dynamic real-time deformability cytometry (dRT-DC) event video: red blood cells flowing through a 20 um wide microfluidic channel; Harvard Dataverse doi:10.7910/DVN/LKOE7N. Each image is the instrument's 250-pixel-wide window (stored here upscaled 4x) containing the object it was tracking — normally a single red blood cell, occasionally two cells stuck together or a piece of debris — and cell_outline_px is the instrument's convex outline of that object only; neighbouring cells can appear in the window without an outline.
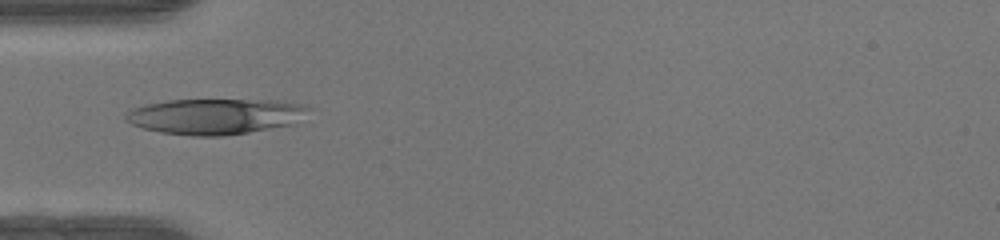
{"species": "human", "species_latin": "Homo sapiens", "temperature_condition": "warm", "stored_images_in_passage": 34, "camera_frame_rate_fps": 3000, "um_per_image_px": 0.085, "donor": {"sex": "female"}, "frame": {"image": 1, "passage_image": 1, "time_ms": 0.0, "image_size_px": [1000, 240], "cell_outline_px": [[312, 108], [296, 124], [224, 136], [192, 136], [160, 132], [144, 128], [132, 124], [124, 120], [124, 112], [132, 108], [148, 104], [168, 100], [276, 100], [304, 104]], "centroid_in_image_um": [18.32, 9.89], "position_along_channel_um": 66.7, "area_um2": 38.32}}
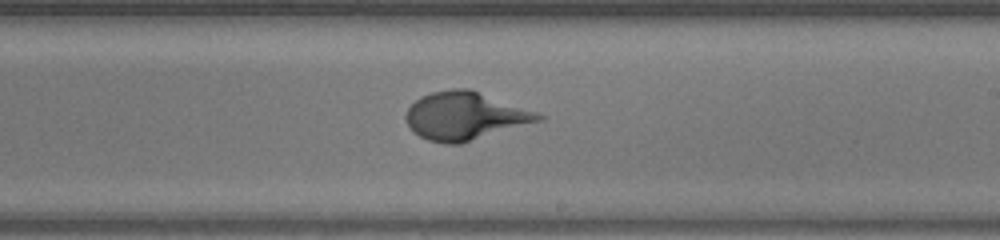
{"frame": {"image": 2, "passage_image": 14, "time_ms": 4.333, "image_size_px": [1000, 240], "cell_outline_px": [[544, 120], [460, 144], [444, 144], [428, 140], [420, 136], [408, 124], [404, 116], [408, 108], [420, 96], [432, 92], [452, 88], [472, 88], [536, 112], [544, 116]], "centroid_in_image_um": [39.54, 9.85], "position_along_channel_um": 249.5, "area_um2": 37.11}}
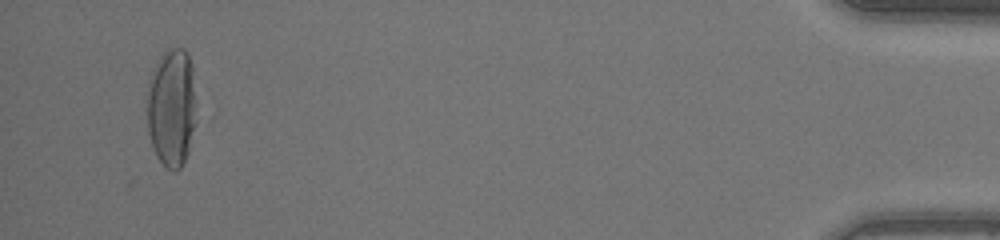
{"frame": {"image": 3, "passage_image": 32, "time_ms": 10.333, "image_size_px": [1000, 240], "cell_outline_px": [[196, 124], [188, 152], [180, 168], [176, 172], [172, 172], [156, 156], [148, 132], [148, 80], [152, 68], [160, 56], [168, 48], [184, 48], [188, 52], [192, 68], [196, 120]], "centroid_in_image_um": [14.59, 9.12], "position_along_channel_um": 420.6, "area_um2": 34.22}}